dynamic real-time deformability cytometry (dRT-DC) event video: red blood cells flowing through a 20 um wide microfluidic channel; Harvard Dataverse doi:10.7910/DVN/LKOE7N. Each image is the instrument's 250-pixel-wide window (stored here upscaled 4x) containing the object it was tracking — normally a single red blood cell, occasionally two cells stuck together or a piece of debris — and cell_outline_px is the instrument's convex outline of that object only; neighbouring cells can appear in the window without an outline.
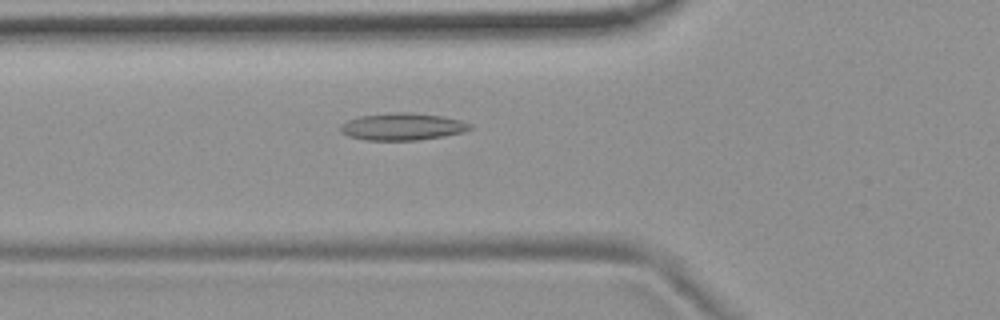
{"species": "common noctule bat (a hibernating species)", "species_latin": "Nyctalus noctula", "temperature_condition": "room temperature", "stored_images_in_passage": 45, "camera_frame_rate_fps": 3000, "um_per_image_px": 0.085, "animal": {"sex": "female", "body_mass_g": 19.9}, "frame": {"image": 1, "passage_image": 10, "time_ms": 3.0, "image_size_px": [1000, 320], "cell_outline_px": [[472, 128], [464, 132], [444, 136], [416, 140], [368, 140], [348, 136], [340, 132], [340, 124], [348, 120], [360, 116], [392, 112], [412, 112], [444, 116], [460, 120], [472, 124]], "centroid_in_image_um": [34.22, 10.75], "position_along_channel_um": 91.6, "area_um2": 20.63}}
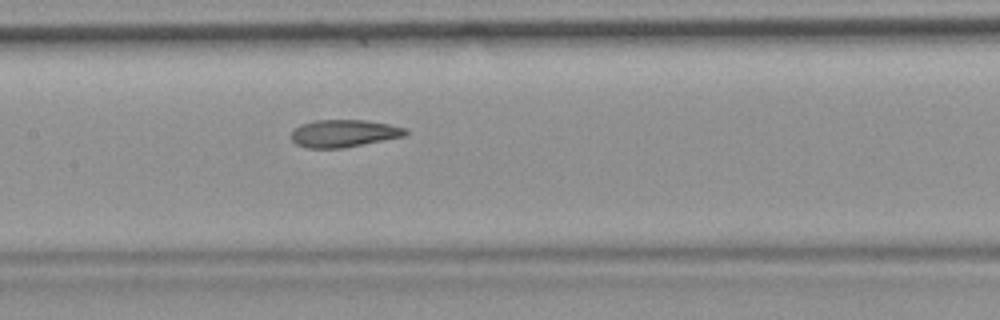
{"frame": {"image": 2, "passage_image": 17, "time_ms": 5.333, "image_size_px": [1000, 320], "cell_outline_px": [[408, 132], [404, 136], [344, 148], [308, 148], [296, 144], [292, 140], [292, 132], [300, 124], [316, 120], [364, 120], [388, 124], [408, 128]], "centroid_in_image_um": [29.24, 11.34], "position_along_channel_um": 178.2, "area_um2": 18.21}}
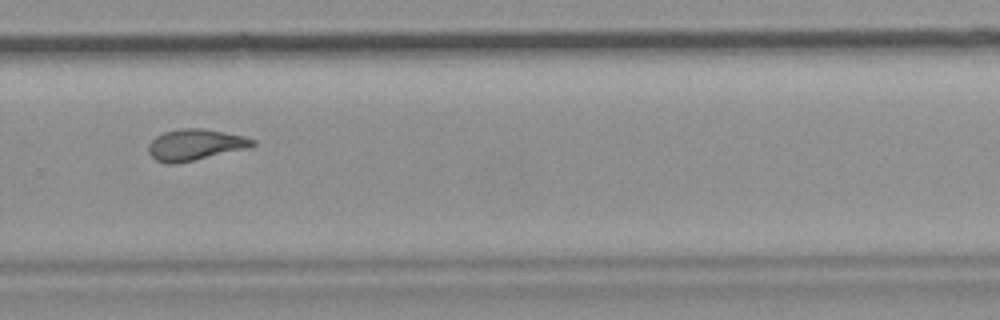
{"frame": {"image": 3, "passage_image": 28, "time_ms": 9.0, "image_size_px": [1000, 320], "cell_outline_px": [[256, 144], [244, 148], [176, 164], [168, 164], [156, 160], [148, 152], [148, 144], [156, 136], [164, 132], [180, 128], [200, 128], [224, 132], [244, 136], [256, 140]], "centroid_in_image_um": [16.54, 12.29], "position_along_channel_um": 313.3, "area_um2": 18.61}}